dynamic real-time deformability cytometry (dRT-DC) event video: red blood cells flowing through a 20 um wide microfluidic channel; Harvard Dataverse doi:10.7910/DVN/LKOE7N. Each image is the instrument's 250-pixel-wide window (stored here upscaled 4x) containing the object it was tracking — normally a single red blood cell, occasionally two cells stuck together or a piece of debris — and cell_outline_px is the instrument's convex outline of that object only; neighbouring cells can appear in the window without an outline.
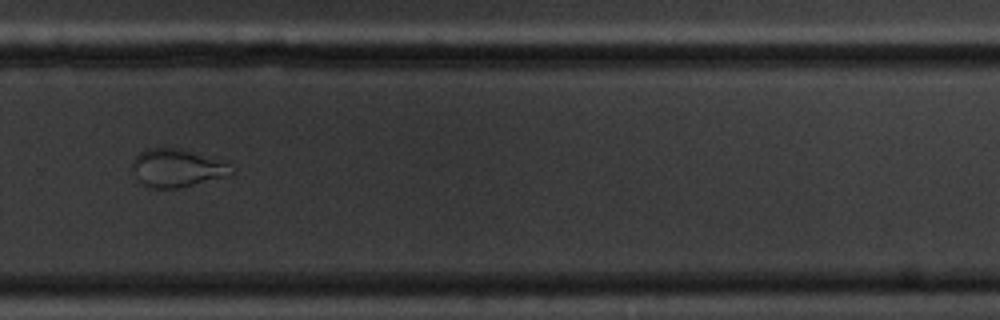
{"species": "common noctule bat (a hibernating species)", "species_latin": "Nyctalus noctula", "temperature_condition": "cold", "stored_images_in_passage": 14, "camera_frame_rate_fps": 3000, "um_per_image_px": 0.085, "animal": {"sex": "male", "body_mass_g": 20.1, "forearm_length_mm": 53.5}, "frame": {"image": 1, "passage_image": 10, "time_ms": 11.333, "image_size_px": [1000, 320], "cell_outline_px": [[236, 172], [228, 176], [176, 188], [156, 188], [144, 184], [136, 176], [132, 168], [132, 164], [136, 156], [140, 152], [148, 148], [180, 148], [228, 164], [236, 168]], "centroid_in_image_um": [15.06, 14.28], "position_along_channel_um": 314.7, "area_um2": 21.44}}